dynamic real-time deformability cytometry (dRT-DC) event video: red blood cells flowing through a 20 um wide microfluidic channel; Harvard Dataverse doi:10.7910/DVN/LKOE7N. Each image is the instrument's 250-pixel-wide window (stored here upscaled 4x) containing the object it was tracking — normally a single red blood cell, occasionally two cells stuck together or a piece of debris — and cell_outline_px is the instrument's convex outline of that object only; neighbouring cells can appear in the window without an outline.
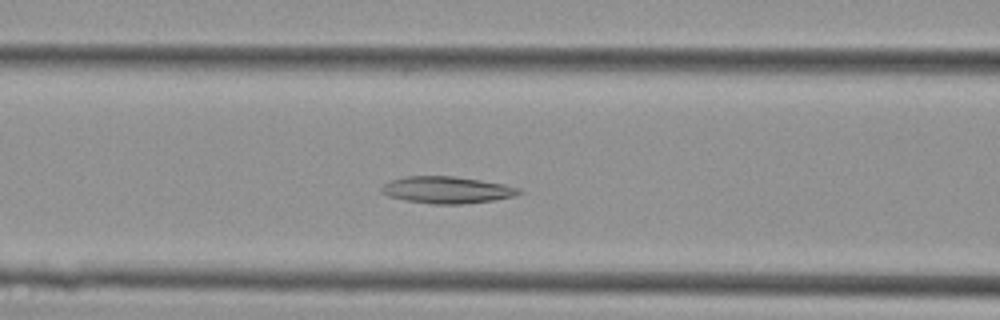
{"species": "Egyptian fruit bat (a non-hibernating species)", "species_latin": "Rousettus aegyptiacus", "temperature_condition": "cold", "stored_images_in_passage": 40, "camera_frame_rate_fps": 3000, "um_per_image_px": 0.085, "animal": {"sex": "female"}, "frame": {"image": 1, "passage_image": 14, "time_ms": 4.333, "image_size_px": [1000, 320], "cell_outline_px": [[524, 192], [516, 196], [496, 200], [460, 204], [432, 204], [404, 200], [388, 196], [380, 192], [380, 188], [384, 184], [392, 180], [404, 176], [452, 176], [480, 180], [504, 184], [520, 188]], "centroid_in_image_um": [38.0, 16.15], "position_along_channel_um": 128.6, "area_um2": 21.68}}
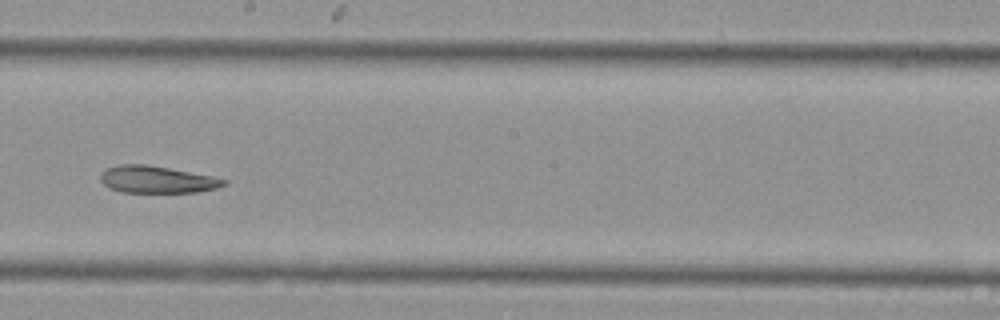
{"frame": {"image": 2, "passage_image": 21, "time_ms": 6.667, "image_size_px": [1000, 320], "cell_outline_px": [[228, 184], [216, 188], [196, 192], [124, 192], [108, 188], [100, 180], [100, 176], [108, 168], [120, 164], [144, 164], [168, 168], [212, 176], [228, 180]], "centroid_in_image_um": [13.36, 15.26], "position_along_channel_um": 234.8, "area_um2": 19.25}}
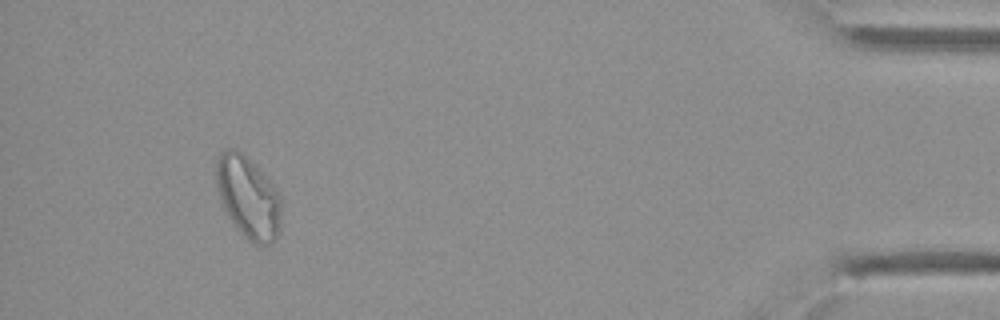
{"frame": {"image": 3, "passage_image": 37, "time_ms": 12.0, "image_size_px": [1000, 320], "cell_outline_px": [[280, 228], [272, 244], [252, 244], [248, 240], [232, 220], [224, 208], [220, 196], [216, 180], [216, 160], [220, 152], [228, 148], [232, 148], [240, 152], [276, 188], [280, 196]], "centroid_in_image_um": [21.1, 16.78], "position_along_channel_um": 414.1, "area_um2": 30.23}}